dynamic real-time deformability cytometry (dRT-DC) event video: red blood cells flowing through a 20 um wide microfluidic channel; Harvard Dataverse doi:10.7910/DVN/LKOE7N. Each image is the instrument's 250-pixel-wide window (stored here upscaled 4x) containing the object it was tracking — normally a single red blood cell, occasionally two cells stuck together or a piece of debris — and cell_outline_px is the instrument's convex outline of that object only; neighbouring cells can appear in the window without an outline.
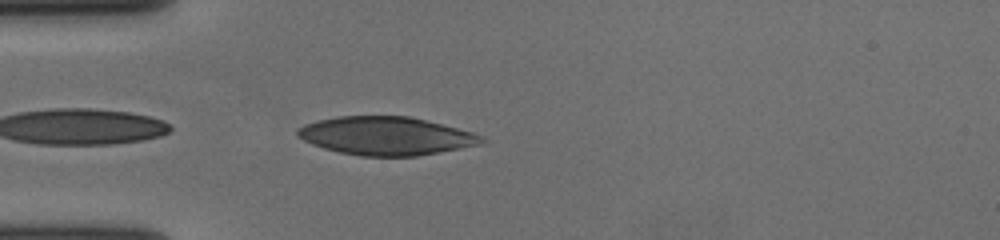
{"species": "human", "species_latin": "Homo sapiens", "temperature_condition": "cold", "stored_images_in_passage": 26, "camera_frame_rate_fps": 3000, "um_per_image_px": 0.085, "donor": {"sex": "female"}, "frame": {"image": 1, "passage_image": 1, "time_ms": 0.0, "image_size_px": [1000, 240], "cell_outline_px": [[488, 140], [480, 144], [440, 152], [416, 156], [360, 156], [340, 152], [324, 148], [312, 144], [296, 136], [296, 128], [304, 124], [316, 120], [336, 116], [408, 116], [472, 132], [484, 136]], "centroid_in_image_um": [32.77, 11.55], "position_along_channel_um": 52.2, "area_um2": 41.04}}
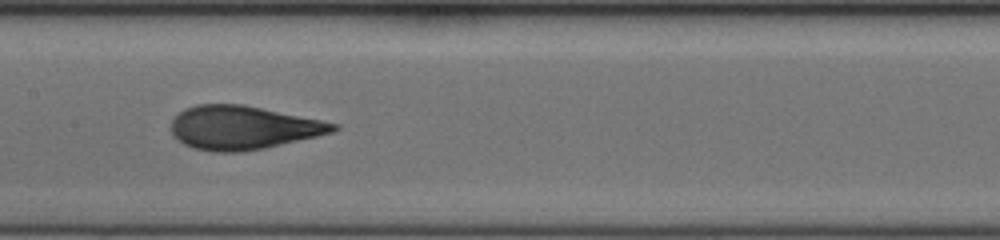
{"frame": {"image": 2, "passage_image": 13, "time_ms": 4.0, "image_size_px": [1000, 240], "cell_outline_px": [[340, 128], [332, 132], [316, 136], [264, 148], [240, 152], [212, 152], [196, 148], [184, 144], [172, 136], [172, 120], [184, 108], [196, 104], [244, 104], [340, 124]], "centroid_in_image_um": [20.64, 10.84], "position_along_channel_um": 186.8, "area_um2": 41.04}}
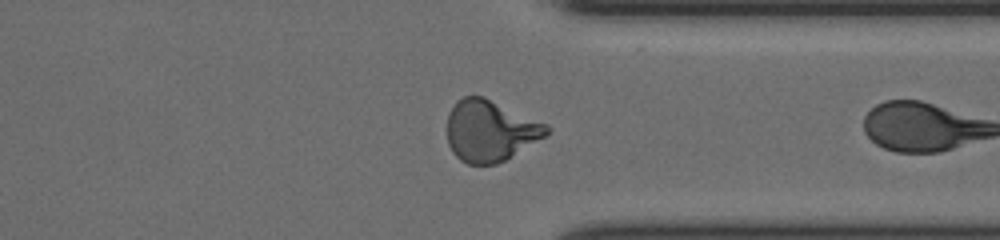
{"frame": {"image": 3, "passage_image": 25, "time_ms": 8.0, "image_size_px": [1000, 240], "cell_outline_px": [[548, 136], [504, 160], [496, 164], [468, 164], [460, 160], [452, 152], [448, 144], [448, 112], [456, 100], [464, 96], [484, 96], [548, 124]], "centroid_in_image_um": [41.67, 11.1], "position_along_channel_um": 369.7, "area_um2": 35.72}}